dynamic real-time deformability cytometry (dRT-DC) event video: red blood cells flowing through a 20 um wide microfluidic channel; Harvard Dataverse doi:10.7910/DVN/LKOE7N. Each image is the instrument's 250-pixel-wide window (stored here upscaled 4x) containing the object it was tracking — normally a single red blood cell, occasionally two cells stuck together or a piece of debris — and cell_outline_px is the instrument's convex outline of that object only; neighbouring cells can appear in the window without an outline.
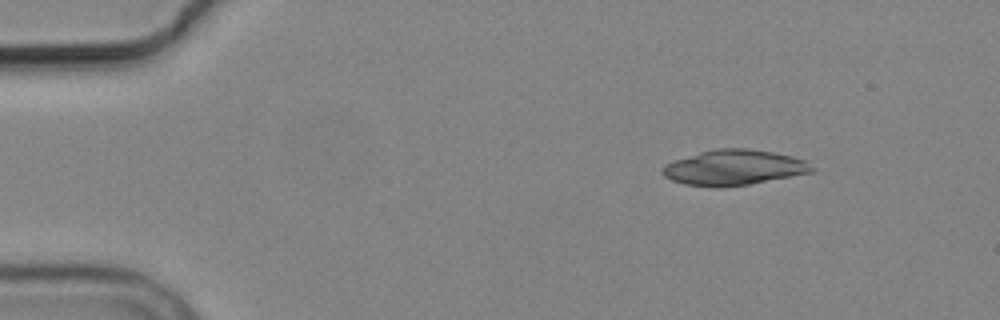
{"species": "common noctule bat (a hibernating species)", "species_latin": "Nyctalus noctula", "temperature_condition": "cold", "stored_images_in_passage": 5, "camera_frame_rate_fps": 3000, "um_per_image_px": 0.085, "animal": {"sex": "male", "body_mass_g": 19.2, "forearm_length_mm": 51.8}, "frame": {"image": 1, "passage_image": 1, "time_ms": 0.0, "image_size_px": [1000, 320], "cell_outline_px": [[816, 172], [748, 184], [720, 188], [712, 188], [684, 184], [672, 180], [664, 176], [660, 172], [660, 168], [664, 164], [672, 160], [700, 152], [716, 148], [748, 148], [776, 152], [808, 160], [816, 168]], "centroid_in_image_um": [62.4, 14.24], "position_along_channel_um": 22.6, "area_um2": 31.5}}